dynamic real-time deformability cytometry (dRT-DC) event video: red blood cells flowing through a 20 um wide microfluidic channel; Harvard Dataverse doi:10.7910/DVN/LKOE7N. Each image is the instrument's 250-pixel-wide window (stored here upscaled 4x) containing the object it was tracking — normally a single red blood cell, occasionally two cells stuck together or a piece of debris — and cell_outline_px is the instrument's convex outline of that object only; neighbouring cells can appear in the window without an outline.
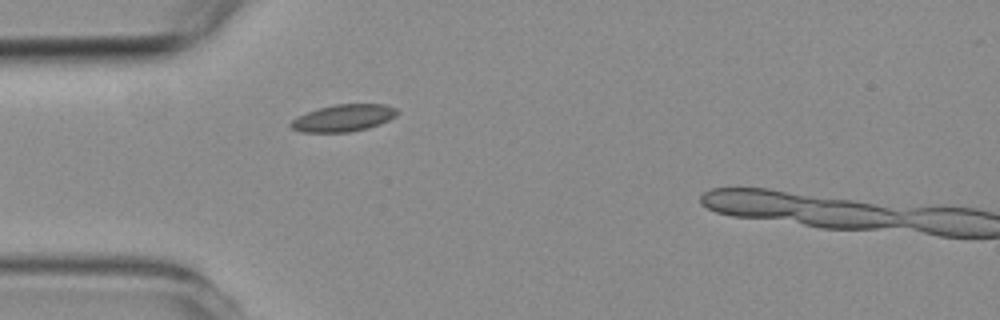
{"species": "common noctule bat (a hibernating species)", "species_latin": "Nyctalus noctula", "temperature_condition": "room temperature", "stored_images_in_passage": 2, "camera_frame_rate_fps": 3000, "um_per_image_px": 0.085, "animal": {"sex": "female", "body_mass_g": 19.3, "forearm_length_mm": 54.1}, "frame": {"image": 1, "passage_image": 1, "time_ms": 0.0, "image_size_px": [1000, 320], "cell_outline_px": [[400, 112], [396, 116], [380, 124], [368, 128], [348, 132], [300, 132], [292, 128], [288, 124], [292, 120], [308, 112], [332, 104], [384, 104], [396, 108]], "centroid_in_image_um": [29.22, 10.03], "position_along_channel_um": 55.8, "area_um2": 16.7}}